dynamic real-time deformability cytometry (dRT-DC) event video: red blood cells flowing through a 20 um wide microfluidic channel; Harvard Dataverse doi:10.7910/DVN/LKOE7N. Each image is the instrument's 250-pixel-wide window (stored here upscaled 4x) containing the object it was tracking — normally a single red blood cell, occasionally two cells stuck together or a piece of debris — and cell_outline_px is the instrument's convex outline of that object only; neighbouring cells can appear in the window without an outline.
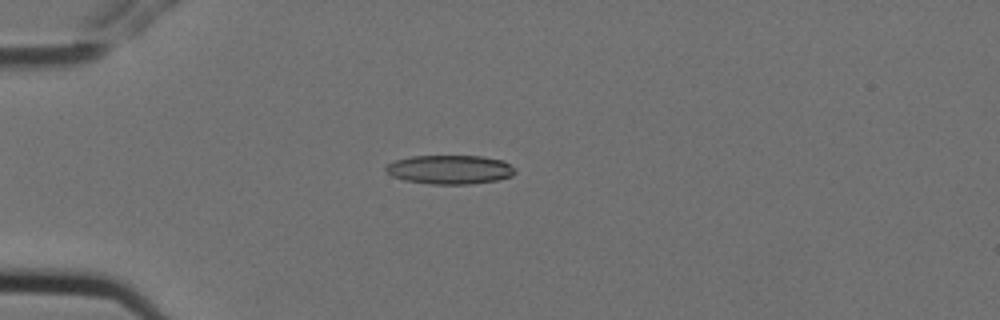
{"species": "Egyptian fruit bat (a non-hibernating species)", "species_latin": "Rousettus aegyptiacus", "temperature_condition": "cold", "stored_images_in_passage": 5, "camera_frame_rate_fps": 3000, "um_per_image_px": 0.085, "animal": {"sex": "female"}, "frame": {"image": 1, "passage_image": 2, "time_ms": 0.333, "image_size_px": [1000, 320], "cell_outline_px": [[516, 172], [512, 176], [496, 180], [472, 184], [432, 184], [404, 180], [392, 176], [384, 168], [384, 164], [396, 160], [412, 156], [484, 156], [504, 160], [516, 168]], "centroid_in_image_um": [38.26, 14.4], "position_along_channel_um": 46.7, "area_um2": 22.02}}
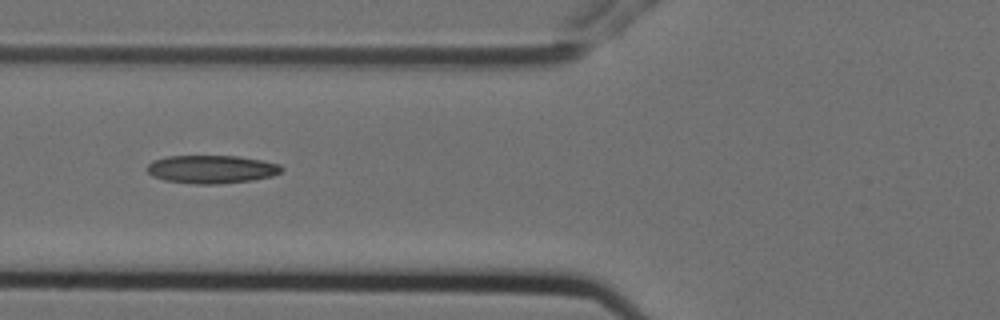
{"frame": {"image": 2, "passage_image": 4, "time_ms": 1.0, "image_size_px": [1000, 320], "cell_outline_px": [[284, 168], [280, 172], [272, 176], [252, 180], [220, 184], [196, 184], [164, 180], [152, 176], [144, 168], [152, 160], [168, 156], [240, 156], [264, 160], [280, 164]], "centroid_in_image_um": [17.98, 14.38], "position_along_channel_um": 107.8, "area_um2": 22.31}}
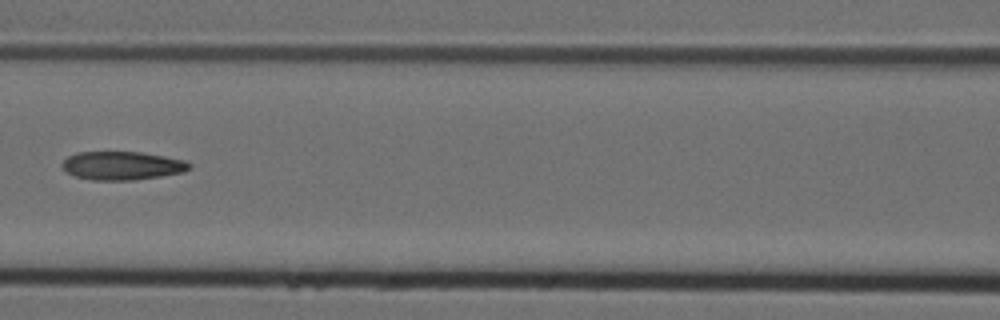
{"frame": {"image": 3, "passage_image": 5, "time_ms": 1.333, "image_size_px": [1000, 320], "cell_outline_px": [[192, 164], [184, 172], [160, 176], [132, 180], [92, 180], [76, 176], [68, 172], [60, 164], [68, 156], [76, 152], [140, 152], [164, 156], [184, 160]], "centroid_in_image_um": [10.37, 14.07], "position_along_channel_um": 156.2, "area_um2": 20.92}}